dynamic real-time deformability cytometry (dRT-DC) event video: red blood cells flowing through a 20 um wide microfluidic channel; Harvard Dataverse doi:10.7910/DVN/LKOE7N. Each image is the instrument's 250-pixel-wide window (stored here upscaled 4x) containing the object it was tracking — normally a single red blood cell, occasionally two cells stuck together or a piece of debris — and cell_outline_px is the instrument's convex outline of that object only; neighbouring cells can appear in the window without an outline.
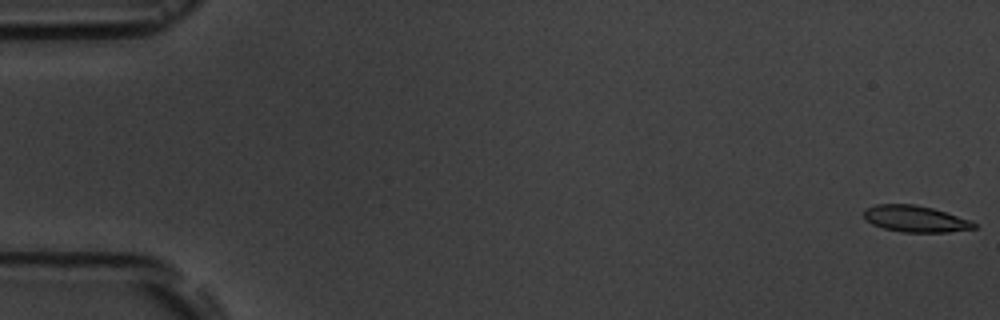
{"species": "common noctule bat (a hibernating species)", "species_latin": "Nyctalus noctula", "temperature_condition": "room temperature", "stored_images_in_passage": 6, "camera_frame_rate_fps": 3000, "um_per_image_px": 0.085, "animal": {"sex": "male", "body_mass_g": 19.5, "forearm_length_mm": 54.6}, "frame": {"image": 1, "passage_image": 1, "time_ms": 0.0, "image_size_px": [1000, 320], "cell_outline_px": [[976, 228], [948, 232], [900, 232], [884, 228], [872, 224], [864, 220], [864, 208], [876, 204], [916, 204], [932, 208], [972, 220], [976, 224]], "centroid_in_image_um": [77.78, 18.6], "position_along_channel_um": 7.2, "area_um2": 17.11}}
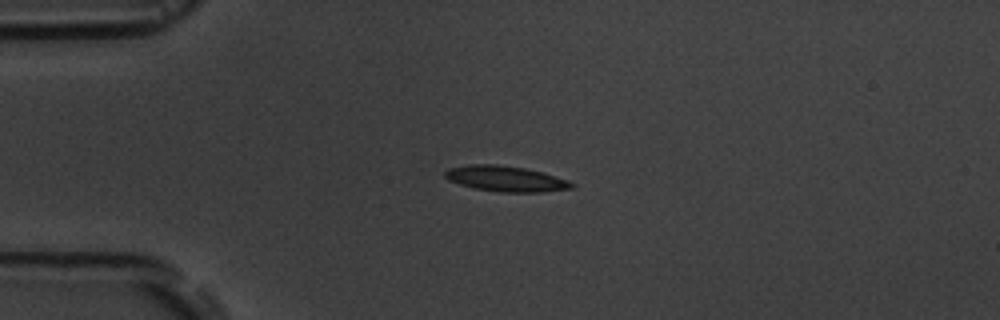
{"frame": {"image": 2, "passage_image": 5, "time_ms": 4.333, "image_size_px": [1000, 320], "cell_outline_px": [[576, 184], [572, 188], [540, 192], [500, 192], [476, 188], [460, 184], [448, 180], [444, 176], [444, 172], [448, 168], [468, 164], [496, 164], [524, 168], [540, 172], [568, 180]], "centroid_in_image_um": [42.95, 15.18], "position_along_channel_um": 42.0, "area_um2": 18.73}}